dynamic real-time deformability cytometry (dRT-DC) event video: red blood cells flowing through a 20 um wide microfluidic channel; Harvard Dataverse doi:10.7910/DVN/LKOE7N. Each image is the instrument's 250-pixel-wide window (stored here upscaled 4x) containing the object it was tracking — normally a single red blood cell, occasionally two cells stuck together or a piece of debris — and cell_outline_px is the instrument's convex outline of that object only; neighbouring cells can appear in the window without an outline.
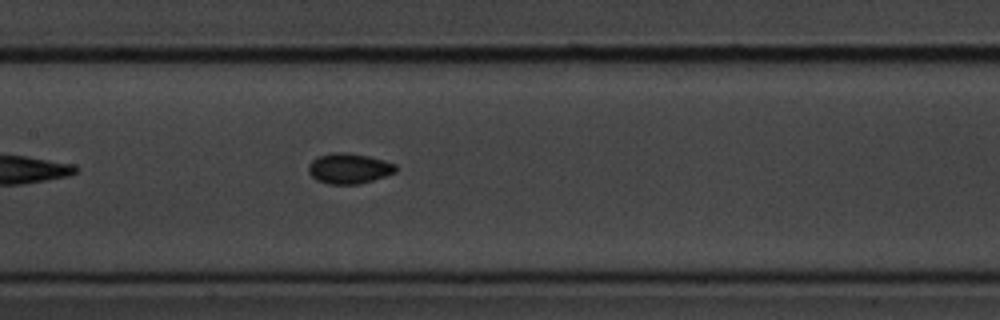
{"species": "common noctule bat (a hibernating species)", "species_latin": "Nyctalus noctula", "temperature_condition": "cold", "stored_images_in_passage": 34, "camera_frame_rate_fps": 3000, "um_per_image_px": 0.085, "animal": {"sex": "male", "body_mass_g": 20.1, "forearm_length_mm": 53.5}, "frame": {"image": 1, "passage_image": 15, "time_ms": 4.667, "image_size_px": [1000, 320], "cell_outline_px": [[396, 168], [392, 172], [356, 184], [332, 184], [320, 180], [312, 176], [308, 168], [320, 156], [364, 156], [380, 160], [392, 164]], "centroid_in_image_um": [29.65, 14.38], "position_along_channel_um": 177.8, "area_um2": 13.41}}